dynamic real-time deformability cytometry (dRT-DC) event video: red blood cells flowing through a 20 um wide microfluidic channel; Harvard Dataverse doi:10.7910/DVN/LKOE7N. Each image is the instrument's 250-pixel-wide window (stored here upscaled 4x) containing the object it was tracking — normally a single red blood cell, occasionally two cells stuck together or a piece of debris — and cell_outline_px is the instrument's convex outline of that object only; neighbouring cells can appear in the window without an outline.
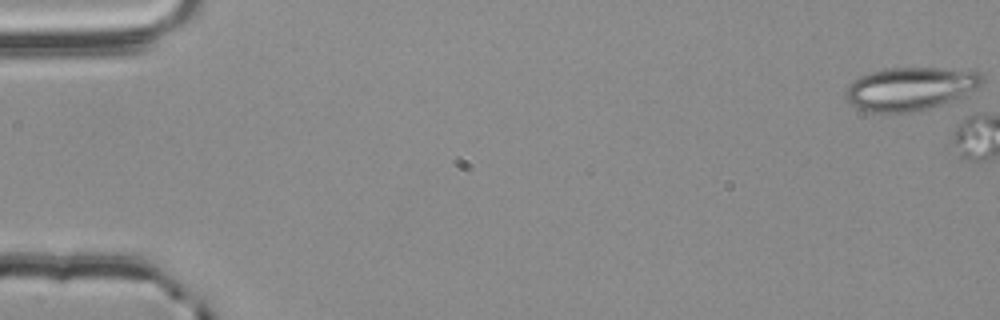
{"species": "common noctule bat (a hibernating species)", "species_latin": "Nyctalus noctula", "temperature_condition": "room temperature", "stored_images_in_passage": 4, "camera_frame_rate_fps": 3000, "um_per_image_px": 0.085, "animal": {"sex": "male", "body_mass_g": 20.4}, "frame": {"image": 1, "passage_image": 1, "time_ms": 0.0, "image_size_px": [1000, 320], "cell_outline_px": [[984, 80], [976, 88], [952, 100], [940, 104], [908, 112], [868, 112], [852, 104], [848, 100], [844, 92], [848, 84], [852, 80], [860, 76], [884, 68], [940, 68], [980, 72], [984, 76]], "centroid_in_image_um": [77.33, 7.51], "position_along_channel_um": 7.7, "area_um2": 33.76}}